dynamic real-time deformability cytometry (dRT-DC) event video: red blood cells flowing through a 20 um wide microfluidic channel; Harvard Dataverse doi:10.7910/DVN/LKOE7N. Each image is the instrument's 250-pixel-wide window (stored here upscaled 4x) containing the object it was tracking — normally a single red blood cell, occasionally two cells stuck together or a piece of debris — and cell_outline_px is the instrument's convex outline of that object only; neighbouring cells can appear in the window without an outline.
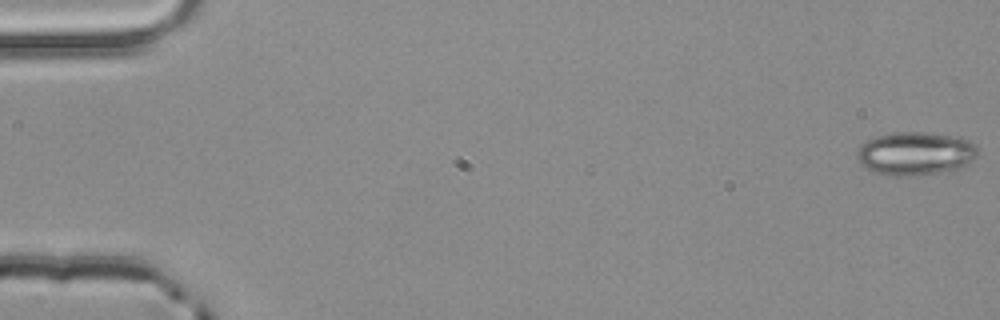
{"species": "common noctule bat (a hibernating species)", "species_latin": "Nyctalus noctula", "temperature_condition": "room temperature", "stored_images_in_passage": 54, "camera_frame_rate_fps": 3000, "um_per_image_px": 0.085, "animal": {"sex": "male", "body_mass_g": 20.4}, "frame": {"image": 1, "passage_image": 1, "time_ms": 0.0, "image_size_px": [1000, 320], "cell_outline_px": [[980, 152], [968, 164], [956, 168], [936, 172], [912, 176], [892, 176], [872, 172], [860, 164], [856, 156], [856, 152], [868, 140], [876, 136], [896, 132], [920, 132], [960, 136], [968, 140]], "centroid_in_image_um": [77.79, 13.04], "position_along_channel_um": 7.2, "area_um2": 30.35}}
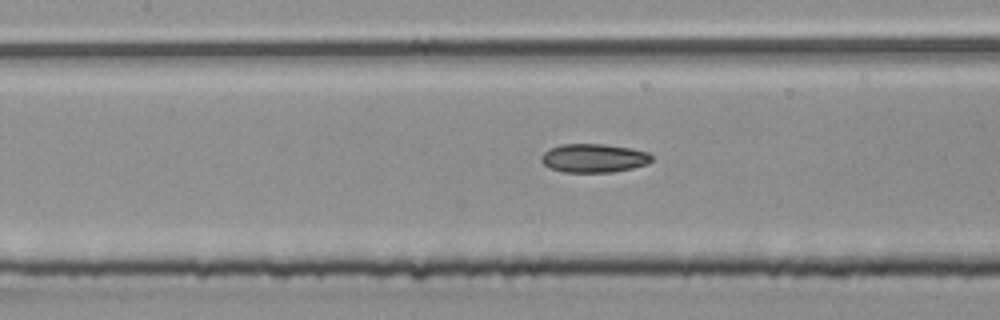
{"frame": {"image": 2, "passage_image": 25, "time_ms": 8.0, "image_size_px": [1000, 320], "cell_outline_px": [[652, 160], [644, 164], [632, 168], [612, 172], [564, 172], [552, 168], [544, 164], [540, 160], [540, 156], [548, 148], [560, 144], [604, 144], [632, 148], [648, 152], [652, 156]], "centroid_in_image_um": [50.44, 13.42], "position_along_channel_um": 157.0, "area_um2": 18.44}}
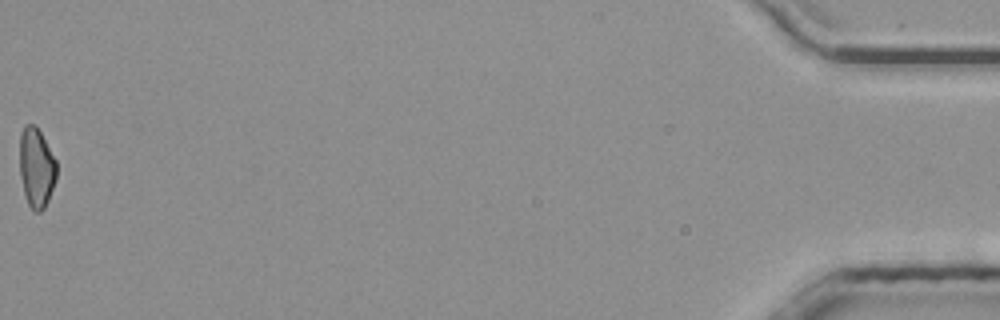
{"frame": {"image": 3, "passage_image": 54, "time_ms": 17.667, "image_size_px": [1000, 320], "cell_outline_px": [[56, 180], [48, 200], [44, 208], [40, 212], [36, 212], [28, 204], [24, 192], [20, 176], [20, 132], [24, 124], [36, 124], [56, 160]], "centroid_in_image_um": [3.09, 14.22], "position_along_channel_um": 432.1, "area_um2": 17.17}, "authors_computed_cell_mechanics": {"area_um2": 18.0336, "velocity_mm_per_s": 3.957, "shape_relaxation_time_tau1_ms": 10.9345, "shape_relaxation_time_tau2_ms": 6.5186, "deformation_change_tau1": 0.1894, "deformation_change_tau2": 0.1199}}